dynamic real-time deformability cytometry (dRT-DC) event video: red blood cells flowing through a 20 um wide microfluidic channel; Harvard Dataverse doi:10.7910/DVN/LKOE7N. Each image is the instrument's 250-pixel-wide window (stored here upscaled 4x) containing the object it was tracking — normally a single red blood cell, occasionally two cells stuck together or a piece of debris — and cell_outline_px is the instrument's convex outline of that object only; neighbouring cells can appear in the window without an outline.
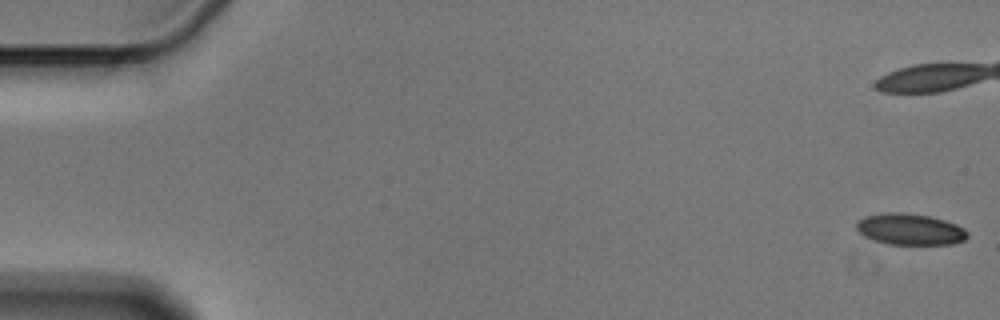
{"species": "Egyptian fruit bat (a non-hibernating species)", "species_latin": "Rousettus aegyptiacus", "temperature_condition": "cold", "stored_images_in_passage": 49, "camera_frame_rate_fps": 3000, "um_per_image_px": 0.085, "animal": {"sex": "male"}, "frame": {"image": 1, "passage_image": 1, "time_ms": 0.0, "image_size_px": [1000, 320], "cell_outline_px": [[968, 236], [964, 240], [952, 244], [888, 244], [864, 236], [856, 228], [856, 220], [864, 216], [888, 212], [900, 212], [928, 216], [944, 220], [956, 224], [964, 228], [968, 232]], "centroid_in_image_um": [77.34, 19.48], "position_along_channel_um": 7.7, "area_um2": 20.17}}